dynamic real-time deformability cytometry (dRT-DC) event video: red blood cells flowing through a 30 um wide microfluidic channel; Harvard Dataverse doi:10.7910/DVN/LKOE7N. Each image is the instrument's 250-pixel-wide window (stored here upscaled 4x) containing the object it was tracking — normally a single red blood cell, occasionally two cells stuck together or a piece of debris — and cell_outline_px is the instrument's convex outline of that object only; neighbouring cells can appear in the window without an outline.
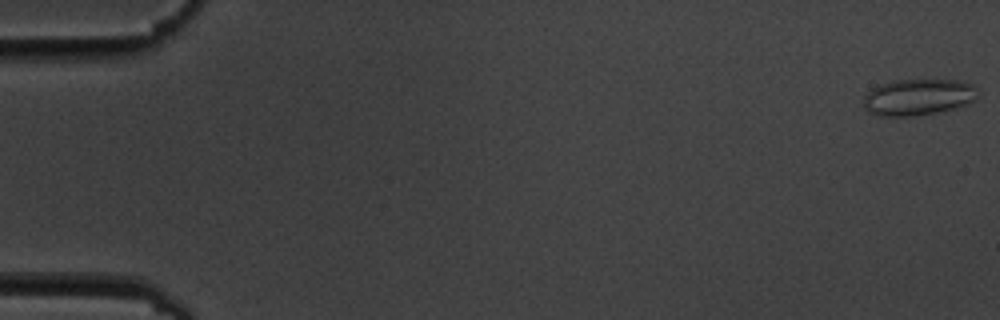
{"species": "common noctule bat (a hibernating species)", "species_latin": "Nyctalus noctula", "temperature_condition": "cold", "stored_images_in_passage": 7, "camera_frame_rate_fps": 3000, "um_per_image_px": 0.085, "animal": {"sex": "male", "body_mass_g": 19.5, "forearm_length_mm": 54.6}, "frame": {"image": 1, "passage_image": 1, "time_ms": 0.0, "image_size_px": [1000, 320], "cell_outline_px": [[976, 96], [972, 100], [956, 108], [936, 112], [912, 116], [880, 116], [868, 112], [864, 108], [864, 96], [872, 88], [896, 80], [956, 80], [972, 84], [976, 88]], "centroid_in_image_um": [78.0, 8.26], "position_along_channel_um": 7.0, "area_um2": 23.87}}
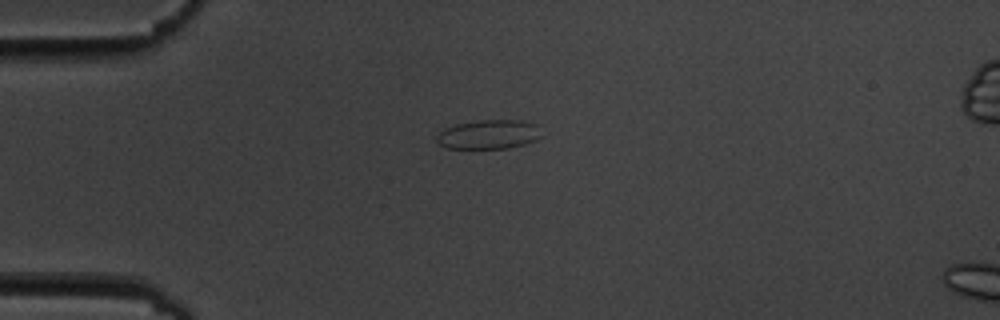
{"frame": {"image": 2, "passage_image": 5, "time_ms": 4.667, "image_size_px": [1000, 320], "cell_outline_px": [[544, 136], [536, 140], [524, 144], [508, 148], [448, 148], [440, 144], [436, 140], [436, 136], [444, 128], [456, 124], [480, 120], [520, 120], [536, 124]], "centroid_in_image_um": [41.57, 11.42], "position_along_channel_um": 43.4, "area_um2": 17.86}}